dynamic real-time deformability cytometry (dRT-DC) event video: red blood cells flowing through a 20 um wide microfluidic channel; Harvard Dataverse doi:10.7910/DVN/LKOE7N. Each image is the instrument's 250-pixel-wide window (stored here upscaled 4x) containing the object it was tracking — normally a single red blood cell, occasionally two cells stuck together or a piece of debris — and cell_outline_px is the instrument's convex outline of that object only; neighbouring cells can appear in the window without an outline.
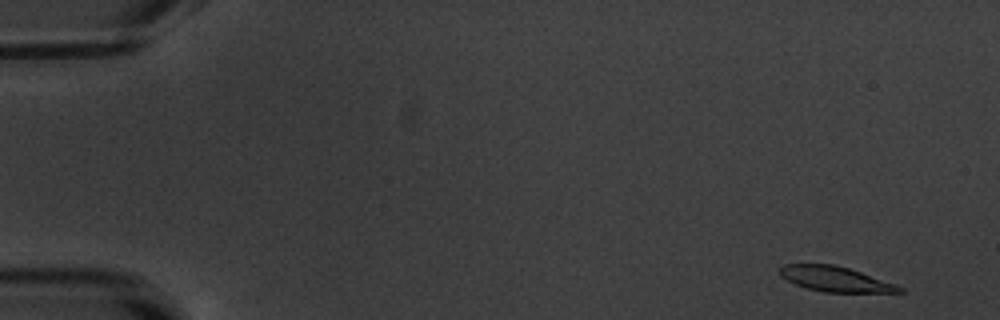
{"species": "common noctule bat (a hibernating species)", "species_latin": "Nyctalus noctula", "temperature_condition": "warm", "stored_images_in_passage": 52, "camera_frame_rate_fps": 3000, "um_per_image_px": 0.085, "animal": {"sex": "male", "body_mass_g": 20.1, "forearm_length_mm": 53.5}, "frame": {"image": 1, "passage_image": 2, "time_ms": 0.333, "image_size_px": [1000, 320], "cell_outline_px": [[904, 292], [824, 292], [808, 288], [796, 284], [780, 276], [780, 268], [784, 264], [832, 264], [848, 268], [896, 284], [904, 288]], "centroid_in_image_um": [71.01, 23.72], "position_along_channel_um": 14.0, "area_um2": 17.22}}
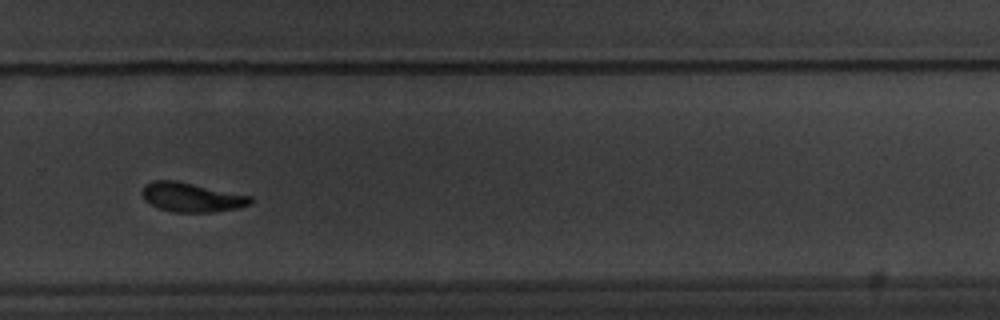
{"frame": {"image": 2, "passage_image": 36, "time_ms": 11.667, "image_size_px": [1000, 320], "cell_outline_px": [[252, 204], [240, 208], [212, 212], [176, 212], [160, 208], [144, 200], [140, 192], [144, 184], [152, 180], [176, 180], [252, 196]], "centroid_in_image_um": [16.28, 16.76], "position_along_channel_um": 313.5, "area_um2": 18.61}}
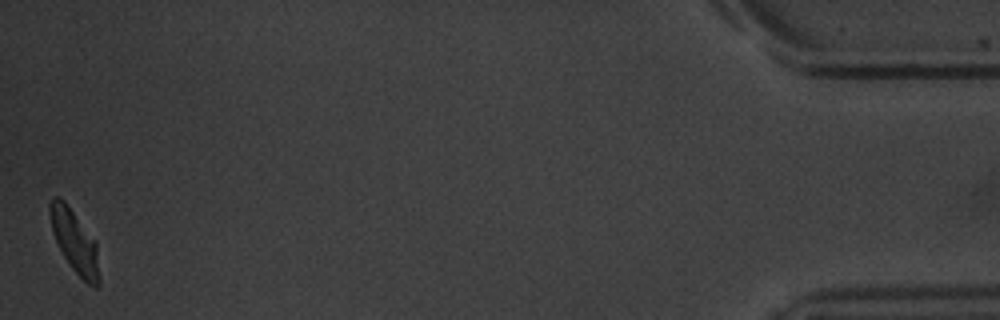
{"frame": {"image": 3, "passage_image": 52, "time_ms": 17.0, "image_size_px": [1000, 320], "cell_outline_px": [[100, 284], [96, 288], [88, 284], [72, 268], [64, 256], [52, 232], [48, 212], [48, 204], [52, 196], [60, 196], [64, 200], [96, 240], [100, 276]], "centroid_in_image_um": [6.34, 20.48], "position_along_channel_um": 428.9, "area_um2": 18.26}, "authors_computed_cell_mechanics": {"area_um2": 19.1029, "velocity_mm_per_s": 3.7864, "shape_relaxation_time_tau1_ms": 3.5547, "shape_relaxation_time_tau2_ms": 3.1288, "deformation_change_tau1": 0.1575, "deformation_change_tau2": 0.0887}}